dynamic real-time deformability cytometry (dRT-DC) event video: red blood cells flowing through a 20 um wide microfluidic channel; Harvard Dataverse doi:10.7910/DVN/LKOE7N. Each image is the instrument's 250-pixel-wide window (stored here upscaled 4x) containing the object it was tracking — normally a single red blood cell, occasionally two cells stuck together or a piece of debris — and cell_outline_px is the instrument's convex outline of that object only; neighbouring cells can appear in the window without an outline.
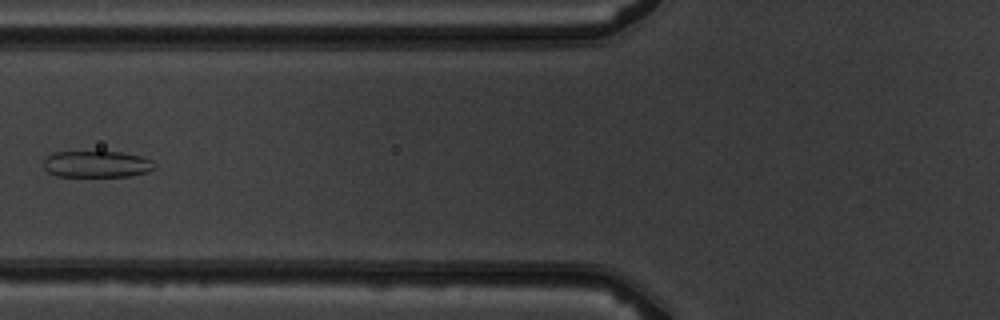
{"species": "common noctule bat (a hibernating species)", "species_latin": "Nyctalus noctula", "temperature_condition": "warm", "stored_images_in_passage": 8, "camera_frame_rate_fps": 3000, "um_per_image_px": 0.085, "animal": {"sex": "male", "body_mass_g": 19.5, "forearm_length_mm": 54.6}, "frame": {"image": 1, "passage_image": 7, "time_ms": 7.0, "image_size_px": [1000, 320], "cell_outline_px": [[156, 168], [148, 172], [128, 176], [56, 176], [48, 172], [44, 168], [44, 160], [48, 156], [56, 152], [120, 152], [140, 156], [152, 160]], "centroid_in_image_um": [8.24, 13.96], "position_along_channel_um": 117.6, "area_um2": 17.05}}
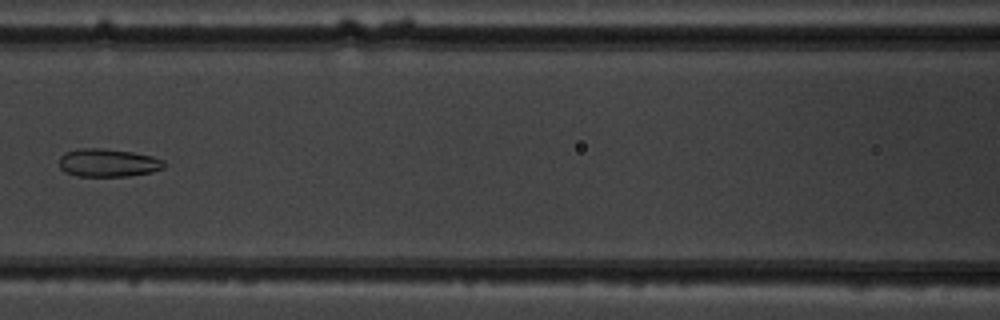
{"frame": {"image": 2, "passage_image": 8, "time_ms": 8.0, "image_size_px": [1000, 320], "cell_outline_px": [[164, 168], [152, 172], [128, 176], [76, 176], [64, 172], [60, 168], [60, 156], [64, 152], [80, 148], [104, 148], [132, 152], [152, 156], [164, 160]], "centroid_in_image_um": [9.17, 13.83], "position_along_channel_um": 157.4, "area_um2": 17.28}}